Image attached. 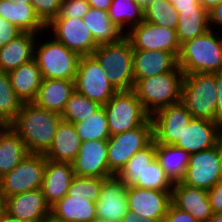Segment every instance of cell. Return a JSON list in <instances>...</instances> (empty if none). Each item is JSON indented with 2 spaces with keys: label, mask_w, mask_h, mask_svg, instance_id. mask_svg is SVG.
I'll return each instance as SVG.
<instances>
[{
  "label": "cell",
  "mask_w": 222,
  "mask_h": 222,
  "mask_svg": "<svg viewBox=\"0 0 222 222\" xmlns=\"http://www.w3.org/2000/svg\"><path fill=\"white\" fill-rule=\"evenodd\" d=\"M61 114L38 107L34 102L23 103L11 122V128L25 143L29 153L44 154L51 146Z\"/></svg>",
  "instance_id": "1"
},
{
  "label": "cell",
  "mask_w": 222,
  "mask_h": 222,
  "mask_svg": "<svg viewBox=\"0 0 222 222\" xmlns=\"http://www.w3.org/2000/svg\"><path fill=\"white\" fill-rule=\"evenodd\" d=\"M106 178L74 176L67 194L51 207V213L68 222H95L96 203Z\"/></svg>",
  "instance_id": "2"
},
{
  "label": "cell",
  "mask_w": 222,
  "mask_h": 222,
  "mask_svg": "<svg viewBox=\"0 0 222 222\" xmlns=\"http://www.w3.org/2000/svg\"><path fill=\"white\" fill-rule=\"evenodd\" d=\"M216 32L209 29L180 45L177 64L184 75L222 72V36Z\"/></svg>",
  "instance_id": "3"
},
{
  "label": "cell",
  "mask_w": 222,
  "mask_h": 222,
  "mask_svg": "<svg viewBox=\"0 0 222 222\" xmlns=\"http://www.w3.org/2000/svg\"><path fill=\"white\" fill-rule=\"evenodd\" d=\"M184 73L177 65L172 71L134 80L133 91L152 116L161 108L180 102Z\"/></svg>",
  "instance_id": "4"
},
{
  "label": "cell",
  "mask_w": 222,
  "mask_h": 222,
  "mask_svg": "<svg viewBox=\"0 0 222 222\" xmlns=\"http://www.w3.org/2000/svg\"><path fill=\"white\" fill-rule=\"evenodd\" d=\"M45 33L49 38L43 36ZM80 58L79 54L68 49L63 43L50 38L48 32L38 34L34 60L39 66L42 78L74 80Z\"/></svg>",
  "instance_id": "5"
},
{
  "label": "cell",
  "mask_w": 222,
  "mask_h": 222,
  "mask_svg": "<svg viewBox=\"0 0 222 222\" xmlns=\"http://www.w3.org/2000/svg\"><path fill=\"white\" fill-rule=\"evenodd\" d=\"M92 55L107 72L109 81L117 91L133 90V47L126 36L115 43L98 45Z\"/></svg>",
  "instance_id": "6"
},
{
  "label": "cell",
  "mask_w": 222,
  "mask_h": 222,
  "mask_svg": "<svg viewBox=\"0 0 222 222\" xmlns=\"http://www.w3.org/2000/svg\"><path fill=\"white\" fill-rule=\"evenodd\" d=\"M180 102L193 118L216 122V73L185 75Z\"/></svg>",
  "instance_id": "7"
},
{
  "label": "cell",
  "mask_w": 222,
  "mask_h": 222,
  "mask_svg": "<svg viewBox=\"0 0 222 222\" xmlns=\"http://www.w3.org/2000/svg\"><path fill=\"white\" fill-rule=\"evenodd\" d=\"M103 108L110 136L134 129L151 117L133 90L117 91Z\"/></svg>",
  "instance_id": "8"
},
{
  "label": "cell",
  "mask_w": 222,
  "mask_h": 222,
  "mask_svg": "<svg viewBox=\"0 0 222 222\" xmlns=\"http://www.w3.org/2000/svg\"><path fill=\"white\" fill-rule=\"evenodd\" d=\"M152 140L153 122L151 117L144 124L134 129L110 136L107 140L109 171L117 176L133 154L142 150Z\"/></svg>",
  "instance_id": "9"
},
{
  "label": "cell",
  "mask_w": 222,
  "mask_h": 222,
  "mask_svg": "<svg viewBox=\"0 0 222 222\" xmlns=\"http://www.w3.org/2000/svg\"><path fill=\"white\" fill-rule=\"evenodd\" d=\"M46 162L44 154L29 153L15 168L0 178L2 199L41 188Z\"/></svg>",
  "instance_id": "10"
},
{
  "label": "cell",
  "mask_w": 222,
  "mask_h": 222,
  "mask_svg": "<svg viewBox=\"0 0 222 222\" xmlns=\"http://www.w3.org/2000/svg\"><path fill=\"white\" fill-rule=\"evenodd\" d=\"M93 55L81 56L74 79L75 91L101 105L107 103L117 92Z\"/></svg>",
  "instance_id": "11"
},
{
  "label": "cell",
  "mask_w": 222,
  "mask_h": 222,
  "mask_svg": "<svg viewBox=\"0 0 222 222\" xmlns=\"http://www.w3.org/2000/svg\"><path fill=\"white\" fill-rule=\"evenodd\" d=\"M46 32L80 56L92 55L98 47L83 18H54L46 25Z\"/></svg>",
  "instance_id": "12"
},
{
  "label": "cell",
  "mask_w": 222,
  "mask_h": 222,
  "mask_svg": "<svg viewBox=\"0 0 222 222\" xmlns=\"http://www.w3.org/2000/svg\"><path fill=\"white\" fill-rule=\"evenodd\" d=\"M125 36L130 40L133 50L168 51L176 57L180 52L176 29H168L144 20L132 27Z\"/></svg>",
  "instance_id": "13"
},
{
  "label": "cell",
  "mask_w": 222,
  "mask_h": 222,
  "mask_svg": "<svg viewBox=\"0 0 222 222\" xmlns=\"http://www.w3.org/2000/svg\"><path fill=\"white\" fill-rule=\"evenodd\" d=\"M220 180V153L217 145L190 155L186 173L181 180L183 184L208 191Z\"/></svg>",
  "instance_id": "14"
},
{
  "label": "cell",
  "mask_w": 222,
  "mask_h": 222,
  "mask_svg": "<svg viewBox=\"0 0 222 222\" xmlns=\"http://www.w3.org/2000/svg\"><path fill=\"white\" fill-rule=\"evenodd\" d=\"M192 118L181 102L161 108L151 116L153 140L155 143L174 145Z\"/></svg>",
  "instance_id": "15"
},
{
  "label": "cell",
  "mask_w": 222,
  "mask_h": 222,
  "mask_svg": "<svg viewBox=\"0 0 222 222\" xmlns=\"http://www.w3.org/2000/svg\"><path fill=\"white\" fill-rule=\"evenodd\" d=\"M127 203L128 210L135 212L140 218L162 221L172 203V191L128 186Z\"/></svg>",
  "instance_id": "16"
},
{
  "label": "cell",
  "mask_w": 222,
  "mask_h": 222,
  "mask_svg": "<svg viewBox=\"0 0 222 222\" xmlns=\"http://www.w3.org/2000/svg\"><path fill=\"white\" fill-rule=\"evenodd\" d=\"M107 140H89L81 143L73 165L74 176L111 178L107 158Z\"/></svg>",
  "instance_id": "17"
},
{
  "label": "cell",
  "mask_w": 222,
  "mask_h": 222,
  "mask_svg": "<svg viewBox=\"0 0 222 222\" xmlns=\"http://www.w3.org/2000/svg\"><path fill=\"white\" fill-rule=\"evenodd\" d=\"M3 210L23 222H42L51 213L41 188L6 197Z\"/></svg>",
  "instance_id": "18"
},
{
  "label": "cell",
  "mask_w": 222,
  "mask_h": 222,
  "mask_svg": "<svg viewBox=\"0 0 222 222\" xmlns=\"http://www.w3.org/2000/svg\"><path fill=\"white\" fill-rule=\"evenodd\" d=\"M221 129L217 122L192 118L174 146L190 154L209 150L217 145Z\"/></svg>",
  "instance_id": "19"
},
{
  "label": "cell",
  "mask_w": 222,
  "mask_h": 222,
  "mask_svg": "<svg viewBox=\"0 0 222 222\" xmlns=\"http://www.w3.org/2000/svg\"><path fill=\"white\" fill-rule=\"evenodd\" d=\"M127 211V186L117 176L107 178L96 203L97 219L120 222Z\"/></svg>",
  "instance_id": "20"
},
{
  "label": "cell",
  "mask_w": 222,
  "mask_h": 222,
  "mask_svg": "<svg viewBox=\"0 0 222 222\" xmlns=\"http://www.w3.org/2000/svg\"><path fill=\"white\" fill-rule=\"evenodd\" d=\"M172 203L199 222H207L213 215L208 200V191L187 186L181 181L173 184Z\"/></svg>",
  "instance_id": "21"
},
{
  "label": "cell",
  "mask_w": 222,
  "mask_h": 222,
  "mask_svg": "<svg viewBox=\"0 0 222 222\" xmlns=\"http://www.w3.org/2000/svg\"><path fill=\"white\" fill-rule=\"evenodd\" d=\"M73 177L74 170L71 163L54 162L47 159L41 189L45 201L50 207L67 194Z\"/></svg>",
  "instance_id": "22"
},
{
  "label": "cell",
  "mask_w": 222,
  "mask_h": 222,
  "mask_svg": "<svg viewBox=\"0 0 222 222\" xmlns=\"http://www.w3.org/2000/svg\"><path fill=\"white\" fill-rule=\"evenodd\" d=\"M177 57L168 51L133 50L134 80L145 79L172 71L177 66Z\"/></svg>",
  "instance_id": "23"
},
{
  "label": "cell",
  "mask_w": 222,
  "mask_h": 222,
  "mask_svg": "<svg viewBox=\"0 0 222 222\" xmlns=\"http://www.w3.org/2000/svg\"><path fill=\"white\" fill-rule=\"evenodd\" d=\"M81 143L74 124L61 120L51 146L44 155L46 159L54 162L72 164L78 155Z\"/></svg>",
  "instance_id": "24"
},
{
  "label": "cell",
  "mask_w": 222,
  "mask_h": 222,
  "mask_svg": "<svg viewBox=\"0 0 222 222\" xmlns=\"http://www.w3.org/2000/svg\"><path fill=\"white\" fill-rule=\"evenodd\" d=\"M74 91V80L43 78L34 103L38 107L61 114Z\"/></svg>",
  "instance_id": "25"
},
{
  "label": "cell",
  "mask_w": 222,
  "mask_h": 222,
  "mask_svg": "<svg viewBox=\"0 0 222 222\" xmlns=\"http://www.w3.org/2000/svg\"><path fill=\"white\" fill-rule=\"evenodd\" d=\"M38 34L23 32L0 48V70L10 72L34 59V48Z\"/></svg>",
  "instance_id": "26"
},
{
  "label": "cell",
  "mask_w": 222,
  "mask_h": 222,
  "mask_svg": "<svg viewBox=\"0 0 222 222\" xmlns=\"http://www.w3.org/2000/svg\"><path fill=\"white\" fill-rule=\"evenodd\" d=\"M0 16L23 32H46V25L37 16L31 3L0 0Z\"/></svg>",
  "instance_id": "27"
},
{
  "label": "cell",
  "mask_w": 222,
  "mask_h": 222,
  "mask_svg": "<svg viewBox=\"0 0 222 222\" xmlns=\"http://www.w3.org/2000/svg\"><path fill=\"white\" fill-rule=\"evenodd\" d=\"M11 86L23 103L34 102L42 82V75L36 61L22 64L8 72Z\"/></svg>",
  "instance_id": "28"
},
{
  "label": "cell",
  "mask_w": 222,
  "mask_h": 222,
  "mask_svg": "<svg viewBox=\"0 0 222 222\" xmlns=\"http://www.w3.org/2000/svg\"><path fill=\"white\" fill-rule=\"evenodd\" d=\"M209 29V12L203 6H193L178 12L176 35L180 45Z\"/></svg>",
  "instance_id": "29"
},
{
  "label": "cell",
  "mask_w": 222,
  "mask_h": 222,
  "mask_svg": "<svg viewBox=\"0 0 222 222\" xmlns=\"http://www.w3.org/2000/svg\"><path fill=\"white\" fill-rule=\"evenodd\" d=\"M190 155L189 152L174 145L156 143V159L173 183L181 181L184 177Z\"/></svg>",
  "instance_id": "30"
},
{
  "label": "cell",
  "mask_w": 222,
  "mask_h": 222,
  "mask_svg": "<svg viewBox=\"0 0 222 222\" xmlns=\"http://www.w3.org/2000/svg\"><path fill=\"white\" fill-rule=\"evenodd\" d=\"M83 21L98 45L115 43L125 36V34L111 22L108 11L90 7L89 11L84 15Z\"/></svg>",
  "instance_id": "31"
},
{
  "label": "cell",
  "mask_w": 222,
  "mask_h": 222,
  "mask_svg": "<svg viewBox=\"0 0 222 222\" xmlns=\"http://www.w3.org/2000/svg\"><path fill=\"white\" fill-rule=\"evenodd\" d=\"M108 15L111 22L126 34L144 21V7L134 0H112Z\"/></svg>",
  "instance_id": "32"
},
{
  "label": "cell",
  "mask_w": 222,
  "mask_h": 222,
  "mask_svg": "<svg viewBox=\"0 0 222 222\" xmlns=\"http://www.w3.org/2000/svg\"><path fill=\"white\" fill-rule=\"evenodd\" d=\"M28 154L25 143L11 128L0 141V178L15 168Z\"/></svg>",
  "instance_id": "33"
},
{
  "label": "cell",
  "mask_w": 222,
  "mask_h": 222,
  "mask_svg": "<svg viewBox=\"0 0 222 222\" xmlns=\"http://www.w3.org/2000/svg\"><path fill=\"white\" fill-rule=\"evenodd\" d=\"M156 159V143L152 140L142 150L133 154L117 177L128 187L143 181V172Z\"/></svg>",
  "instance_id": "34"
},
{
  "label": "cell",
  "mask_w": 222,
  "mask_h": 222,
  "mask_svg": "<svg viewBox=\"0 0 222 222\" xmlns=\"http://www.w3.org/2000/svg\"><path fill=\"white\" fill-rule=\"evenodd\" d=\"M74 127L82 142L108 140L110 137L107 115L103 105L86 119L75 123Z\"/></svg>",
  "instance_id": "35"
},
{
  "label": "cell",
  "mask_w": 222,
  "mask_h": 222,
  "mask_svg": "<svg viewBox=\"0 0 222 222\" xmlns=\"http://www.w3.org/2000/svg\"><path fill=\"white\" fill-rule=\"evenodd\" d=\"M101 106L97 101L90 100L85 95L74 91L61 113V117L62 120L75 124L92 115Z\"/></svg>",
  "instance_id": "36"
},
{
  "label": "cell",
  "mask_w": 222,
  "mask_h": 222,
  "mask_svg": "<svg viewBox=\"0 0 222 222\" xmlns=\"http://www.w3.org/2000/svg\"><path fill=\"white\" fill-rule=\"evenodd\" d=\"M144 20L168 29H176L178 12L165 0H150L144 6Z\"/></svg>",
  "instance_id": "37"
},
{
  "label": "cell",
  "mask_w": 222,
  "mask_h": 222,
  "mask_svg": "<svg viewBox=\"0 0 222 222\" xmlns=\"http://www.w3.org/2000/svg\"><path fill=\"white\" fill-rule=\"evenodd\" d=\"M22 104L11 86L8 72L0 70V118L12 122L21 110Z\"/></svg>",
  "instance_id": "38"
},
{
  "label": "cell",
  "mask_w": 222,
  "mask_h": 222,
  "mask_svg": "<svg viewBox=\"0 0 222 222\" xmlns=\"http://www.w3.org/2000/svg\"><path fill=\"white\" fill-rule=\"evenodd\" d=\"M173 182L165 174L157 159H154L143 172V181H137L134 186L159 190L172 191Z\"/></svg>",
  "instance_id": "39"
},
{
  "label": "cell",
  "mask_w": 222,
  "mask_h": 222,
  "mask_svg": "<svg viewBox=\"0 0 222 222\" xmlns=\"http://www.w3.org/2000/svg\"><path fill=\"white\" fill-rule=\"evenodd\" d=\"M61 3L62 0H31L35 13L45 25L58 15Z\"/></svg>",
  "instance_id": "40"
},
{
  "label": "cell",
  "mask_w": 222,
  "mask_h": 222,
  "mask_svg": "<svg viewBox=\"0 0 222 222\" xmlns=\"http://www.w3.org/2000/svg\"><path fill=\"white\" fill-rule=\"evenodd\" d=\"M89 9L87 0H62L55 18H83Z\"/></svg>",
  "instance_id": "41"
},
{
  "label": "cell",
  "mask_w": 222,
  "mask_h": 222,
  "mask_svg": "<svg viewBox=\"0 0 222 222\" xmlns=\"http://www.w3.org/2000/svg\"><path fill=\"white\" fill-rule=\"evenodd\" d=\"M23 31L0 16V48L11 42Z\"/></svg>",
  "instance_id": "42"
},
{
  "label": "cell",
  "mask_w": 222,
  "mask_h": 222,
  "mask_svg": "<svg viewBox=\"0 0 222 222\" xmlns=\"http://www.w3.org/2000/svg\"><path fill=\"white\" fill-rule=\"evenodd\" d=\"M208 200L213 214L222 213V180L208 190Z\"/></svg>",
  "instance_id": "43"
},
{
  "label": "cell",
  "mask_w": 222,
  "mask_h": 222,
  "mask_svg": "<svg viewBox=\"0 0 222 222\" xmlns=\"http://www.w3.org/2000/svg\"><path fill=\"white\" fill-rule=\"evenodd\" d=\"M162 222H199V221L193 218L186 211L177 208L173 203H171Z\"/></svg>",
  "instance_id": "44"
},
{
  "label": "cell",
  "mask_w": 222,
  "mask_h": 222,
  "mask_svg": "<svg viewBox=\"0 0 222 222\" xmlns=\"http://www.w3.org/2000/svg\"><path fill=\"white\" fill-rule=\"evenodd\" d=\"M216 122L222 127V72L216 73Z\"/></svg>",
  "instance_id": "45"
},
{
  "label": "cell",
  "mask_w": 222,
  "mask_h": 222,
  "mask_svg": "<svg viewBox=\"0 0 222 222\" xmlns=\"http://www.w3.org/2000/svg\"><path fill=\"white\" fill-rule=\"evenodd\" d=\"M209 26H210V29L212 30L218 29V32L221 30L222 28V2L209 11Z\"/></svg>",
  "instance_id": "46"
},
{
  "label": "cell",
  "mask_w": 222,
  "mask_h": 222,
  "mask_svg": "<svg viewBox=\"0 0 222 222\" xmlns=\"http://www.w3.org/2000/svg\"><path fill=\"white\" fill-rule=\"evenodd\" d=\"M120 222H162L159 219H142L135 212L128 210Z\"/></svg>",
  "instance_id": "47"
},
{
  "label": "cell",
  "mask_w": 222,
  "mask_h": 222,
  "mask_svg": "<svg viewBox=\"0 0 222 222\" xmlns=\"http://www.w3.org/2000/svg\"><path fill=\"white\" fill-rule=\"evenodd\" d=\"M172 6L177 12H180L181 9H187V8H192L193 6H202V5L199 3V0H175Z\"/></svg>",
  "instance_id": "48"
},
{
  "label": "cell",
  "mask_w": 222,
  "mask_h": 222,
  "mask_svg": "<svg viewBox=\"0 0 222 222\" xmlns=\"http://www.w3.org/2000/svg\"><path fill=\"white\" fill-rule=\"evenodd\" d=\"M87 1L90 7L103 11H108L112 3V0H87Z\"/></svg>",
  "instance_id": "49"
},
{
  "label": "cell",
  "mask_w": 222,
  "mask_h": 222,
  "mask_svg": "<svg viewBox=\"0 0 222 222\" xmlns=\"http://www.w3.org/2000/svg\"><path fill=\"white\" fill-rule=\"evenodd\" d=\"M11 129V122L0 118V141L7 134V132Z\"/></svg>",
  "instance_id": "50"
},
{
  "label": "cell",
  "mask_w": 222,
  "mask_h": 222,
  "mask_svg": "<svg viewBox=\"0 0 222 222\" xmlns=\"http://www.w3.org/2000/svg\"><path fill=\"white\" fill-rule=\"evenodd\" d=\"M222 0H199V3L204 7L206 11H210L215 6L220 4Z\"/></svg>",
  "instance_id": "51"
},
{
  "label": "cell",
  "mask_w": 222,
  "mask_h": 222,
  "mask_svg": "<svg viewBox=\"0 0 222 222\" xmlns=\"http://www.w3.org/2000/svg\"><path fill=\"white\" fill-rule=\"evenodd\" d=\"M0 222H23L20 221L18 218H15L5 212L3 209L0 211Z\"/></svg>",
  "instance_id": "52"
},
{
  "label": "cell",
  "mask_w": 222,
  "mask_h": 222,
  "mask_svg": "<svg viewBox=\"0 0 222 222\" xmlns=\"http://www.w3.org/2000/svg\"><path fill=\"white\" fill-rule=\"evenodd\" d=\"M217 147L220 153V168H221V180H222V129L218 136Z\"/></svg>",
  "instance_id": "53"
},
{
  "label": "cell",
  "mask_w": 222,
  "mask_h": 222,
  "mask_svg": "<svg viewBox=\"0 0 222 222\" xmlns=\"http://www.w3.org/2000/svg\"><path fill=\"white\" fill-rule=\"evenodd\" d=\"M42 222H68V221L59 219L55 215L50 213Z\"/></svg>",
  "instance_id": "54"
},
{
  "label": "cell",
  "mask_w": 222,
  "mask_h": 222,
  "mask_svg": "<svg viewBox=\"0 0 222 222\" xmlns=\"http://www.w3.org/2000/svg\"><path fill=\"white\" fill-rule=\"evenodd\" d=\"M207 222H222V213L213 214Z\"/></svg>",
  "instance_id": "55"
},
{
  "label": "cell",
  "mask_w": 222,
  "mask_h": 222,
  "mask_svg": "<svg viewBox=\"0 0 222 222\" xmlns=\"http://www.w3.org/2000/svg\"><path fill=\"white\" fill-rule=\"evenodd\" d=\"M134 1L144 7L150 0H134Z\"/></svg>",
  "instance_id": "56"
},
{
  "label": "cell",
  "mask_w": 222,
  "mask_h": 222,
  "mask_svg": "<svg viewBox=\"0 0 222 222\" xmlns=\"http://www.w3.org/2000/svg\"><path fill=\"white\" fill-rule=\"evenodd\" d=\"M95 222H118V221H113L108 219H97Z\"/></svg>",
  "instance_id": "57"
},
{
  "label": "cell",
  "mask_w": 222,
  "mask_h": 222,
  "mask_svg": "<svg viewBox=\"0 0 222 222\" xmlns=\"http://www.w3.org/2000/svg\"><path fill=\"white\" fill-rule=\"evenodd\" d=\"M8 1H10V2H17V1H19V2L31 3V0H8Z\"/></svg>",
  "instance_id": "58"
},
{
  "label": "cell",
  "mask_w": 222,
  "mask_h": 222,
  "mask_svg": "<svg viewBox=\"0 0 222 222\" xmlns=\"http://www.w3.org/2000/svg\"><path fill=\"white\" fill-rule=\"evenodd\" d=\"M3 209V199L1 197V193H0V211Z\"/></svg>",
  "instance_id": "59"
},
{
  "label": "cell",
  "mask_w": 222,
  "mask_h": 222,
  "mask_svg": "<svg viewBox=\"0 0 222 222\" xmlns=\"http://www.w3.org/2000/svg\"><path fill=\"white\" fill-rule=\"evenodd\" d=\"M165 1L172 5L175 0H165Z\"/></svg>",
  "instance_id": "60"
}]
</instances>
